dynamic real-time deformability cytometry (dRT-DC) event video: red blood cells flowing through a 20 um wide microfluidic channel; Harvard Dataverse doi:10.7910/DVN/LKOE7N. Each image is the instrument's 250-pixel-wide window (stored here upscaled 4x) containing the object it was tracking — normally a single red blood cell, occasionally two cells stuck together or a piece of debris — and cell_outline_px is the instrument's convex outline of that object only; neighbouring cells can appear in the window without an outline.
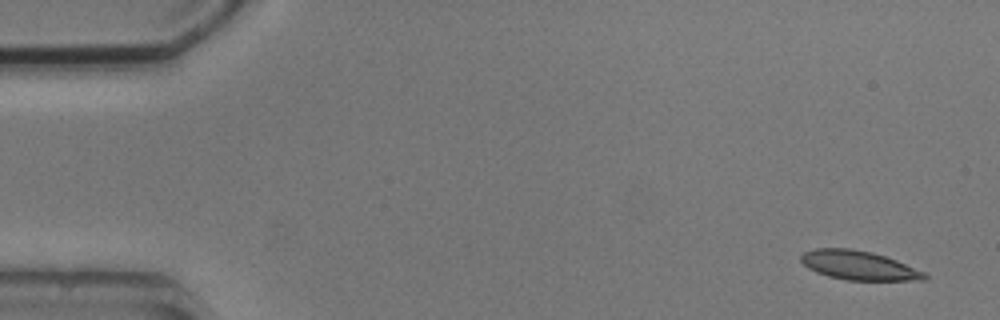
{"species": "common noctule bat (a hibernating species)", "species_latin": "Nyctalus noctula", "temperature_condition": "cold", "stored_images_in_passage": 3, "segment_of_instrument_passage": [2, 2], "camera_frame_rate_fps": 3000, "um_per_image_px": 0.085, "animal": {"sex": "male", "body_mass_g": 20.5, "forearm_length_mm": 52.5}, "frame": {"image": 1, "passage_image": 3, "time_ms": 2.667, "image_size_px": [1000, 320], "cell_outline_px": [[928, 276], [924, 280], [848, 280], [828, 276], [816, 272], [808, 268], [800, 260], [800, 256], [804, 252], [816, 248], [852, 248], [872, 252], [896, 260], [924, 272]], "centroid_in_image_um": [72.96, 22.55], "position_along_channel_um": 12.0, "area_um2": 20.81}}